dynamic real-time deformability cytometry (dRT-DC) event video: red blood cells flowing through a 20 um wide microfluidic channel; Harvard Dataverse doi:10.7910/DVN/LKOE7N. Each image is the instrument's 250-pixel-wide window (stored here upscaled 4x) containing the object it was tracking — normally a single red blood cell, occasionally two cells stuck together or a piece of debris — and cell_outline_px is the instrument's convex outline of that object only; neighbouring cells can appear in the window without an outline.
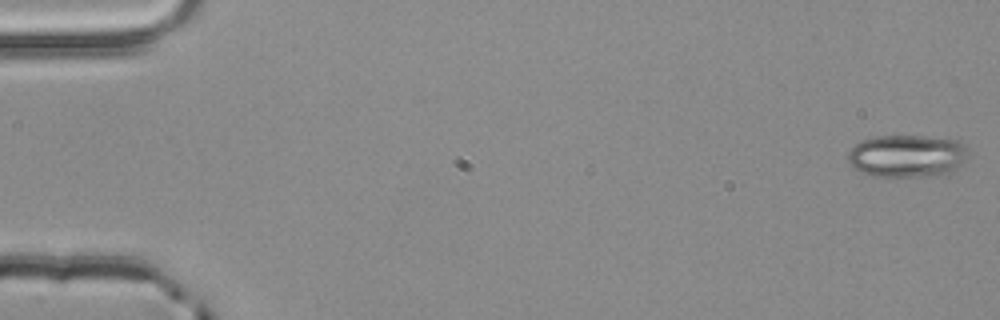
{"species": "common noctule bat (a hibernating species)", "species_latin": "Nyctalus noctula", "temperature_condition": "room temperature", "stored_images_in_passage": 55, "camera_frame_rate_fps": 3000, "um_per_image_px": 0.085, "animal": {"sex": "male", "body_mass_g": 20.4}, "frame": {"image": 1, "passage_image": 1, "time_ms": 0.0, "image_size_px": [1000, 320], "cell_outline_px": [[968, 152], [964, 160], [948, 176], [872, 176], [856, 168], [848, 160], [848, 152], [860, 140], [872, 136], [924, 136], [960, 140], [964, 144]], "centroid_in_image_um": [77.14, 13.25], "position_along_channel_um": 7.9, "area_um2": 29.94}}
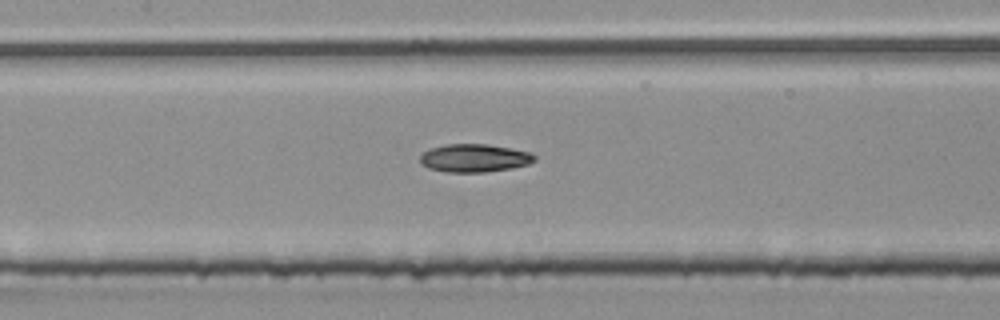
{"frame": {"image": 2, "passage_image": 26, "time_ms": 8.333, "image_size_px": [1000, 320], "cell_outline_px": [[536, 160], [528, 164], [512, 168], [484, 172], [444, 172], [428, 168], [420, 164], [420, 156], [424, 152], [432, 148], [444, 144], [488, 144], [512, 148], [528, 152], [536, 156]], "centroid_in_image_um": [40.31, 13.44], "position_along_channel_um": 167.1, "area_um2": 18.79}}
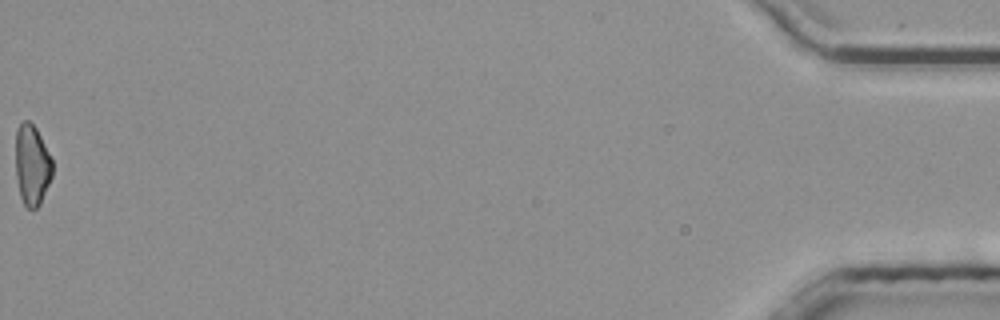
{"frame": {"image": 3, "passage_image": 55, "time_ms": 18.0, "image_size_px": [1000, 320], "cell_outline_px": [[52, 176], [40, 204], [36, 208], [28, 208], [24, 204], [20, 196], [16, 176], [16, 128], [24, 120], [28, 120], [36, 128], [52, 160]], "centroid_in_image_um": [2.71, 14.02], "position_along_channel_um": 432.5, "area_um2": 17.11}, "authors_computed_cell_mechanics": {"area_um2": 18.496, "velocity_mm_per_s": 3.8571, "shape_relaxation_time_tau1_ms": 6.4447, "shape_relaxation_time_tau2_ms": 5.0332, "deformation_change_tau1": 0.1752, "deformation_change_tau2": 0.1237}}